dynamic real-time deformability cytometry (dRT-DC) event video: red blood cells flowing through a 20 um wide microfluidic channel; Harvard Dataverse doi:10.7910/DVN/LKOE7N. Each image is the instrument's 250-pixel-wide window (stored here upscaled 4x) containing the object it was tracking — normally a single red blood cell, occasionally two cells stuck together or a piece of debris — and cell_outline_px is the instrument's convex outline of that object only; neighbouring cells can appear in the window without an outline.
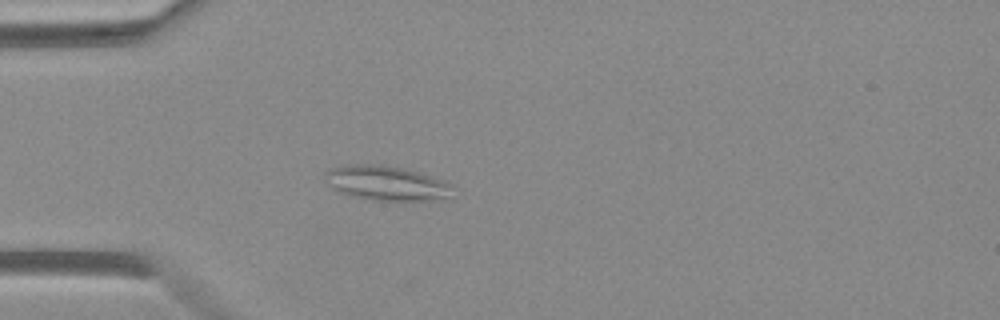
{"species": "Egyptian fruit bat (a non-hibernating species)", "species_latin": "Rousettus aegyptiacus", "temperature_condition": "warm", "stored_images_in_passage": 39, "segment_of_instrument_passage": [1, 2], "camera_frame_rate_fps": 3000, "um_per_image_px": 0.085, "animal": {"sex": "female"}, "frame": {"image": 1, "passage_image": 4, "time_ms": 1.0, "image_size_px": [1000, 320], "cell_outline_px": [[452, 200], [372, 200], [348, 196], [332, 188], [324, 180], [324, 172], [328, 168], [352, 164], [384, 164], [404, 168], [444, 180], [452, 184]], "centroid_in_image_um": [32.85, 15.57], "position_along_channel_um": 52.1, "area_um2": 26.36}}